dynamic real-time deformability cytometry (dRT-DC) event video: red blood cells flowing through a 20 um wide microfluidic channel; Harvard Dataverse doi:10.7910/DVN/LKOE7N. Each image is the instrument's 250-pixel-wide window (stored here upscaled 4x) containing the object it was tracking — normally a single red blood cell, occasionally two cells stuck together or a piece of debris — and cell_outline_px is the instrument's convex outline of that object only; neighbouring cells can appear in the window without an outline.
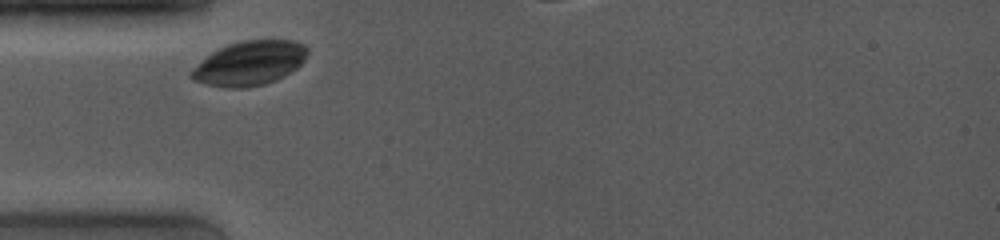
{"species": "common noctule bat (a hibernating species)", "species_latin": "Nyctalus noctula", "temperature_condition": "room temperature", "stored_images_in_passage": 50, "camera_frame_rate_fps": 4000, "um_per_image_px": 0.085, "animal": {"sex": "female", "body_mass_g": 19.0, "forearm_length_mm": 53.3}, "frame": {"image": 1, "passage_image": 1, "time_ms": 0.0, "image_size_px": [1000, 240], "cell_outline_px": [[308, 52], [304, 60], [296, 68], [284, 76], [276, 80], [264, 84], [248, 88], [228, 88], [208, 84], [192, 80], [188, 76], [188, 72], [216, 48], [240, 40], [292, 40], [304, 44], [308, 48]], "centroid_in_image_um": [21.18, 5.37], "position_along_channel_um": 63.8, "area_um2": 30.23}}
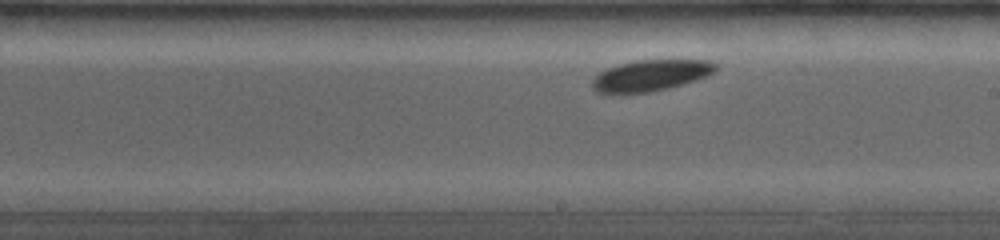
{"frame": {"image": 2, "passage_image": 20, "time_ms": 3.25, "image_size_px": [1000, 240], "cell_outline_px": [[716, 68], [712, 72], [704, 76], [668, 88], [648, 92], [596, 92], [592, 88], [592, 80], [600, 72], [608, 68], [620, 64], [636, 60], [708, 60], [716, 64]], "centroid_in_image_um": [55.27, 6.39], "position_along_channel_um": 233.7, "area_um2": 21.68}}
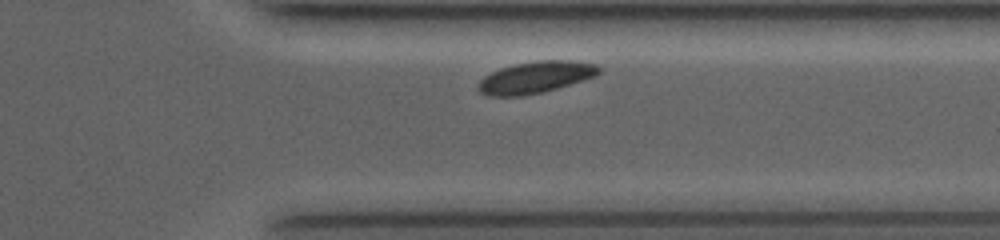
{"frame": {"image": 3, "passage_image": 42, "time_ms": 6.75, "image_size_px": [1000, 240], "cell_outline_px": [[600, 72], [596, 76], [556, 88], [540, 92], [520, 96], [488, 96], [480, 92], [476, 88], [480, 80], [484, 76], [500, 68], [516, 64], [540, 60], [572, 60], [596, 64], [600, 68]], "centroid_in_image_um": [45.51, 6.56], "position_along_channel_um": 365.9, "area_um2": 22.14}, "authors_computed_cell_mechanics": {"area_um2": 22.542, "velocity_mm_per_s": 3.7531, "shape_relaxation_time_tau1_ms": 0.8559, "shape_relaxation_time_tau2_ms": 1.1337, "deformation_change_tau1": null, "deformation_change_tau2": 0.0419}}